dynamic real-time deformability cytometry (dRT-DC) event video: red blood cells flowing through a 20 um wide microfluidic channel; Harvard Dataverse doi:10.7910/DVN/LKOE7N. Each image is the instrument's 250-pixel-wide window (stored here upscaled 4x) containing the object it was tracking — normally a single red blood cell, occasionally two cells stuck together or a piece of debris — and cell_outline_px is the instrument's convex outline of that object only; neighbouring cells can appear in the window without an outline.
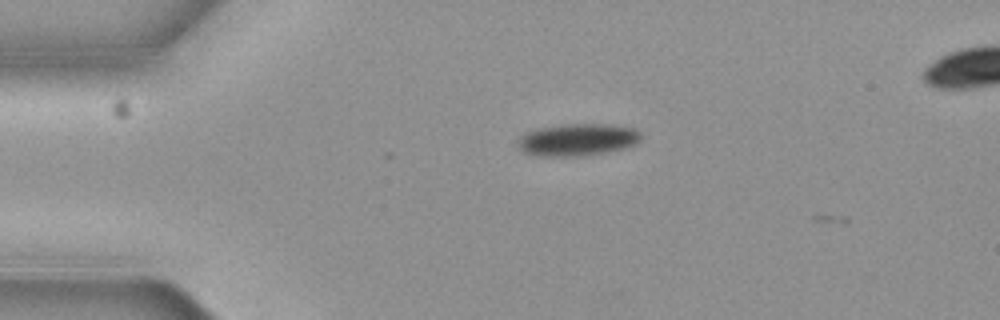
{"species": "common noctule bat (a hibernating species)", "species_latin": "Nyctalus noctula", "temperature_condition": "cold", "stored_images_in_passage": 3, "camera_frame_rate_fps": 3000, "um_per_image_px": 0.085, "animal": {"sex": "female", "body_mass_g": 19.3, "forearm_length_mm": 54.1}, "frame": {"image": 1, "passage_image": 2, "time_ms": 0.333, "image_size_px": [1000, 320], "cell_outline_px": [[640, 136], [632, 144], [620, 148], [604, 152], [580, 156], [536, 156], [524, 152], [520, 148], [520, 136], [536, 128], [564, 124], [612, 124], [632, 128], [640, 132]], "centroid_in_image_um": [49.03, 11.86], "position_along_channel_um": 36.0, "area_um2": 22.6}}